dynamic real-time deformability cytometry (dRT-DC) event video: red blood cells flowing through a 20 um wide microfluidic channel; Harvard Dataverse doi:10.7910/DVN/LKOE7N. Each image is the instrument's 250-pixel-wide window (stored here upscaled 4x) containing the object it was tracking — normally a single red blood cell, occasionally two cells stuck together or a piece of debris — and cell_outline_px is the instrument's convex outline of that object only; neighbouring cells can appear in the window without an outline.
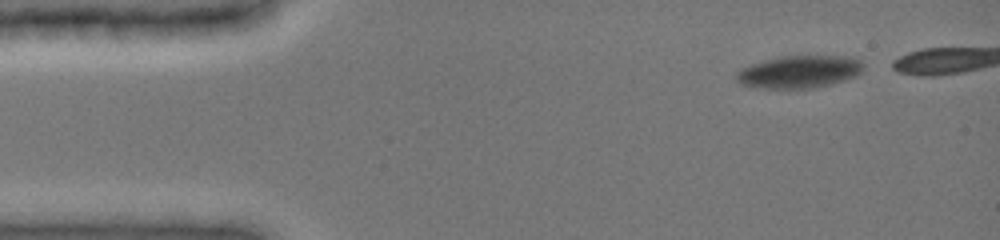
{"species": "common noctule bat (a hibernating species)", "species_latin": "Nyctalus noctula", "temperature_condition": "cold", "stored_images_in_passage": 7, "segment_of_instrument_passage": [1, 2], "camera_frame_rate_fps": 3000, "um_per_image_px": 0.085, "animal": {"sex": "female", "body_mass_g": 19.0, "forearm_length_mm": 51.5}, "frame": {"image": 1, "passage_image": 1, "time_ms": 0.0, "image_size_px": [1000, 240], "cell_outline_px": [[864, 68], [856, 76], [844, 80], [812, 88], [768, 88], [740, 84], [736, 80], [736, 72], [740, 68], [764, 60], [780, 56], [848, 56], [860, 60], [864, 64]], "centroid_in_image_um": [67.94, 6.09], "position_along_channel_um": 17.1, "area_um2": 23.93}}
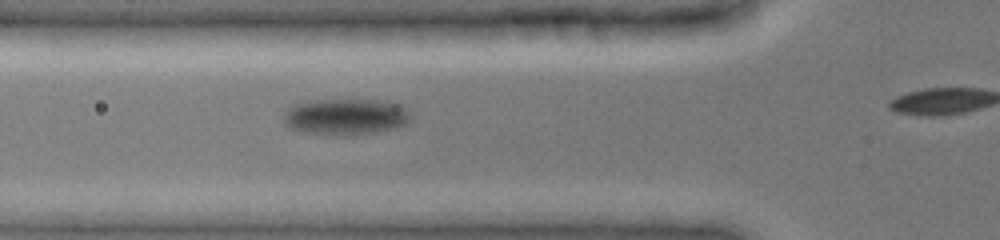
{"frame": {"image": 2, "passage_image": 6, "time_ms": 4.333, "image_size_px": [1000, 240], "cell_outline_px": [[408, 120], [404, 124], [392, 128], [376, 132], [348, 136], [300, 132], [288, 128], [284, 124], [284, 112], [288, 108], [296, 104], [308, 100], [384, 100], [400, 104], [408, 112]], "centroid_in_image_um": [29.3, 9.92], "position_along_channel_um": 96.5, "area_um2": 26.88}}